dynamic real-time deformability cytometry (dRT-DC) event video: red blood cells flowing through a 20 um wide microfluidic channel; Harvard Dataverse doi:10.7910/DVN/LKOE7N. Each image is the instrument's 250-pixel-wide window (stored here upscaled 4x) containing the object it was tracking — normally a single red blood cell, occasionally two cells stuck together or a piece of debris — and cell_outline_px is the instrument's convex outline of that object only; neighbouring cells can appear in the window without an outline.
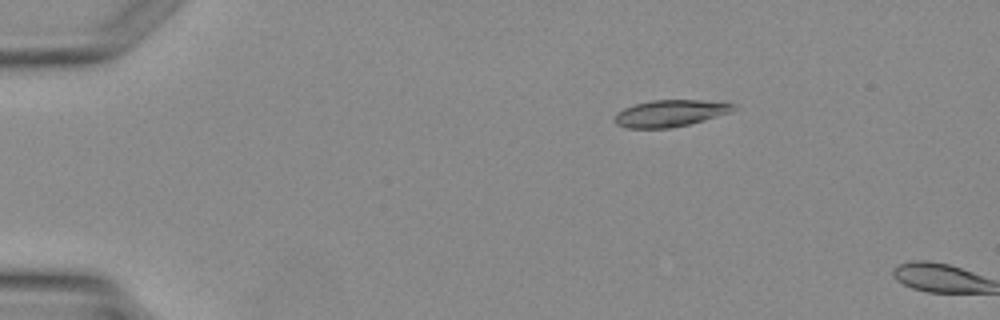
{"species": "Egyptian fruit bat (a non-hibernating species)", "species_latin": "Rousettus aegyptiacus", "temperature_condition": "warm", "stored_images_in_passage": 2, "camera_frame_rate_fps": 3000, "um_per_image_px": 0.085, "animal": {"sex": "female"}, "frame": {"image": 1, "passage_image": 2, "time_ms": 1.333, "image_size_px": [1000, 320], "cell_outline_px": [[740, 108], [732, 112], [704, 120], [672, 128], [628, 128], [616, 124], [612, 120], [616, 112], [624, 108], [636, 104], [652, 100], [700, 100], [736, 104]], "centroid_in_image_um": [56.98, 9.63], "position_along_channel_um": 28.0, "area_um2": 18.67}}